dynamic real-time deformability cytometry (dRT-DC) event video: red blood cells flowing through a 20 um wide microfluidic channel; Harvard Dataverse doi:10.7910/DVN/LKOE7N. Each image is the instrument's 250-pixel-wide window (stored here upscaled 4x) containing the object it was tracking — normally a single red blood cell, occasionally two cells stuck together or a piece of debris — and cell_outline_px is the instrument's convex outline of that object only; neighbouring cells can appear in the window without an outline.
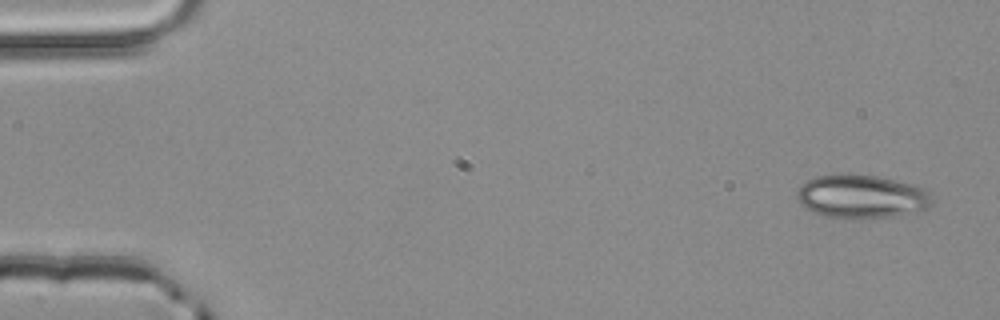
{"species": "common noctule bat (a hibernating species)", "species_latin": "Nyctalus noctula", "temperature_condition": "room temperature", "stored_images_in_passage": 5, "segment_of_instrument_passage": [2, 2], "camera_frame_rate_fps": 3000, "um_per_image_px": 0.085, "animal": {"sex": "male", "body_mass_g": 20.4}, "frame": {"image": 1, "passage_image": 5, "time_ms": 1.333, "image_size_px": [1000, 320], "cell_outline_px": [[932, 204], [928, 208], [916, 212], [892, 216], [824, 216], [812, 212], [800, 204], [796, 196], [796, 188], [804, 180], [816, 176], [848, 172], [876, 176], [912, 184], [924, 188], [928, 192], [932, 200]], "centroid_in_image_um": [73.17, 16.65], "position_along_channel_um": 11.8, "area_um2": 34.16}}